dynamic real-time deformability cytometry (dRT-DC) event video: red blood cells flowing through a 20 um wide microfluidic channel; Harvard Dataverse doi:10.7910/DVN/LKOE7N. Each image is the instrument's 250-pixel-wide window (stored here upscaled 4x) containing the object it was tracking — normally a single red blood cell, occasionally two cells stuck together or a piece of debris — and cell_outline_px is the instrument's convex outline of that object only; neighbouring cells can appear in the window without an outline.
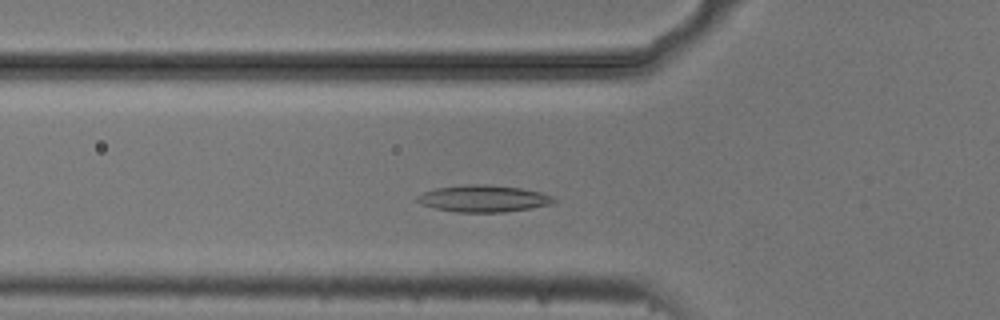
{"species": "common noctule bat (a hibernating species)", "species_latin": "Nyctalus noctula", "temperature_condition": "cold", "stored_images_in_passage": 48, "camera_frame_rate_fps": 3000, "um_per_image_px": 0.085, "animal": {"sex": "male", "body_mass_g": 20.5, "forearm_length_mm": 52.5}, "frame": {"image": 1, "passage_image": 12, "time_ms": 3.667, "image_size_px": [1000, 320], "cell_outline_px": [[556, 200], [552, 204], [504, 212], [456, 212], [436, 208], [420, 204], [416, 200], [416, 196], [424, 192], [436, 188], [464, 184], [488, 184], [520, 188], [540, 192], [552, 196]], "centroid_in_image_um": [41.06, 16.87], "position_along_channel_um": 84.7, "area_um2": 21.27}}
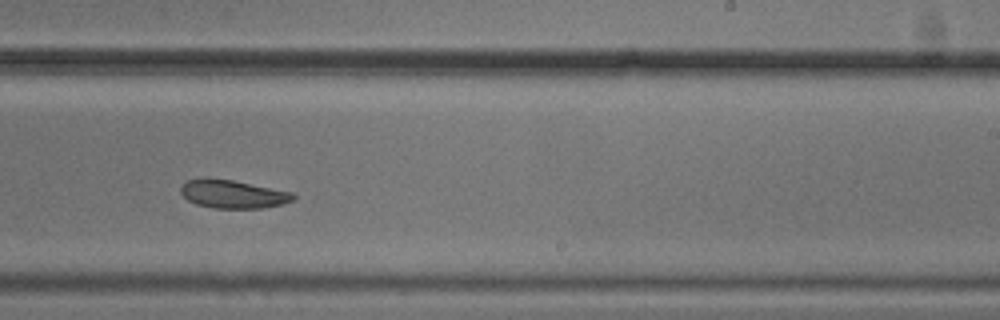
{"frame": {"image": 2, "passage_image": 27, "time_ms": 8.667, "image_size_px": [1000, 320], "cell_outline_px": [[296, 196], [292, 200], [284, 204], [264, 208], [212, 208], [196, 204], [188, 200], [180, 192], [180, 188], [188, 180], [232, 180], [292, 192]], "centroid_in_image_um": [19.85, 16.53], "position_along_channel_um": 269.2, "area_um2": 18.03}}
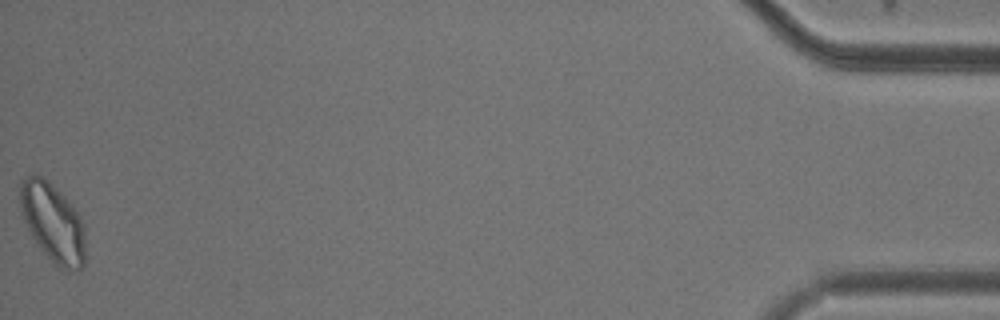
{"frame": {"image": 3, "passage_image": 48, "time_ms": 15.667, "image_size_px": [1000, 320], "cell_outline_px": [[84, 264], [80, 268], [56, 268], [40, 248], [32, 236], [20, 212], [20, 180], [36, 172], [56, 188], [72, 204], [80, 216], [84, 224]], "centroid_in_image_um": [4.47, 18.89], "position_along_channel_um": 430.7, "area_um2": 29.88}, "authors_computed_cell_mechanics": {"area_um2": 20.6057, "velocity_mm_per_s": 3.6769, "shape_relaxation_time_tau1_ms": 7.8456, "shape_relaxation_time_tau2_ms": null, "deformation_change_tau1": 0.162, "deformation_change_tau2": null}}